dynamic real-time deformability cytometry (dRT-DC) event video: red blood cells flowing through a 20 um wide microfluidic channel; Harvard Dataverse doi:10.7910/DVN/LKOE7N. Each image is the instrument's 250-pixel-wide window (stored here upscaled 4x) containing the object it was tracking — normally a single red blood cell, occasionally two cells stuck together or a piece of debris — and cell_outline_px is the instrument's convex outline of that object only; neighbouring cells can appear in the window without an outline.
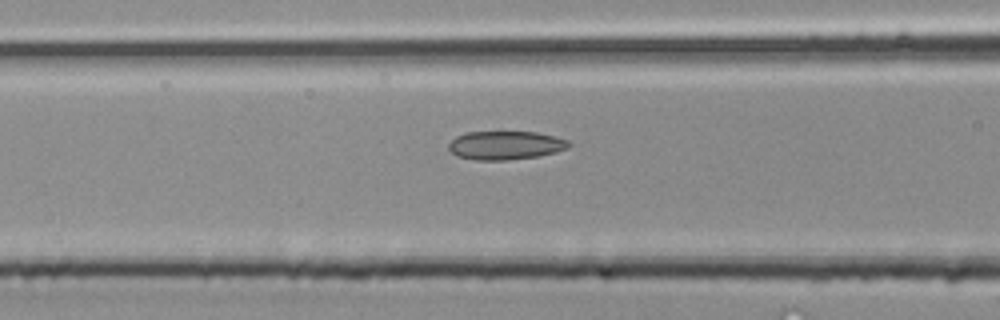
{"species": "common noctule bat (a hibernating species)", "species_latin": "Nyctalus noctula", "temperature_condition": "room temperature", "stored_images_in_passage": 20, "camera_frame_rate_fps": 3000, "um_per_image_px": 0.085, "animal": {"sex": "male", "body_mass_g": 20.4}, "frame": {"image": 1, "passage_image": 4, "time_ms": 1.0, "image_size_px": [1000, 320], "cell_outline_px": [[572, 144], [568, 148], [556, 152], [540, 156], [504, 160], [476, 160], [456, 156], [448, 148], [448, 144], [456, 136], [468, 132], [536, 132], [568, 140]], "centroid_in_image_um": [42.96, 12.35], "position_along_channel_um": 123.6, "area_um2": 20.0}}
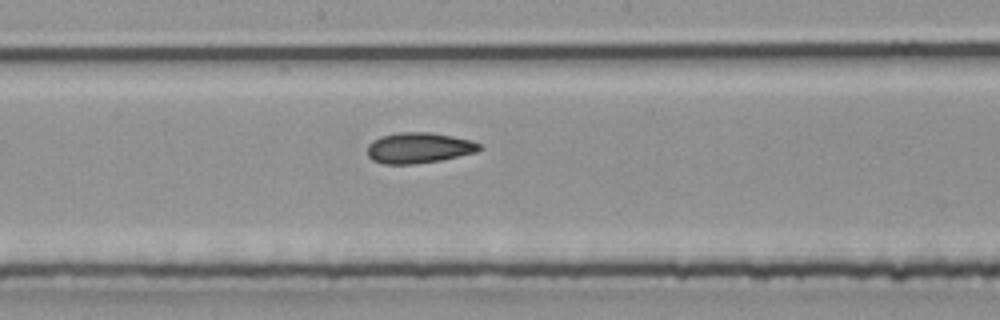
{"frame": {"image": 2, "passage_image": 9, "time_ms": 2.667, "image_size_px": [1000, 320], "cell_outline_px": [[484, 148], [476, 152], [440, 160], [412, 164], [384, 164], [372, 160], [368, 156], [368, 144], [372, 140], [380, 136], [400, 132], [432, 132], [472, 140], [480, 144]], "centroid_in_image_um": [35.6, 12.56], "position_along_channel_um": 212.6, "area_um2": 20.11}}
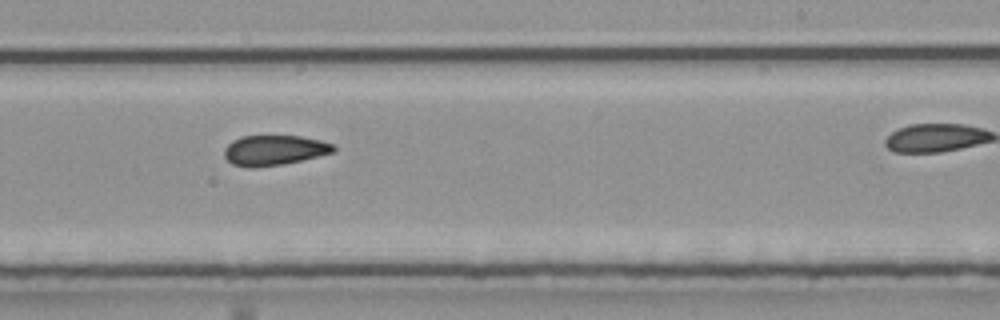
{"frame": {"image": 3, "passage_image": 12, "time_ms": 3.667, "image_size_px": [1000, 320], "cell_outline_px": [[336, 152], [284, 164], [252, 168], [248, 168], [232, 164], [224, 156], [224, 148], [232, 140], [240, 136], [300, 136], [320, 140], [336, 144]], "centroid_in_image_um": [23.32, 12.77], "position_along_channel_um": 265.7, "area_um2": 19.42}}